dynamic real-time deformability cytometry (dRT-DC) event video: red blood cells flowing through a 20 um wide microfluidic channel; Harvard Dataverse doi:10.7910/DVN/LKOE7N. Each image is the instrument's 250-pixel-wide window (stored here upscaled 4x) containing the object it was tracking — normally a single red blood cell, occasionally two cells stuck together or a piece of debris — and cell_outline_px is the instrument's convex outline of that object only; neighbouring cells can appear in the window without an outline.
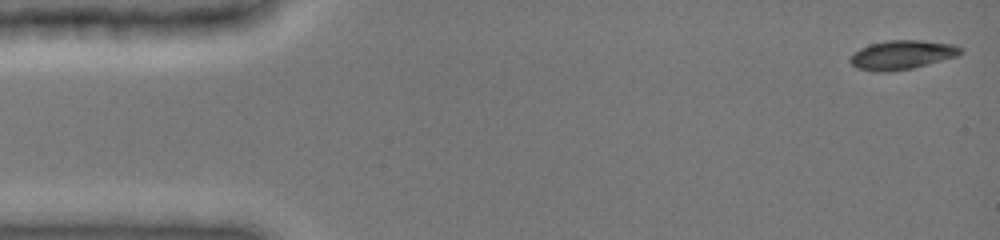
{"species": "common noctule bat (a hibernating species)", "species_latin": "Nyctalus noctula", "temperature_condition": "cold", "stored_images_in_passage": 15, "camera_frame_rate_fps": 3000, "um_per_image_px": 0.085, "animal": {"sex": "female", "body_mass_g": 19.0, "forearm_length_mm": 51.5}, "frame": {"image": 1, "passage_image": 1, "time_ms": 0.0, "image_size_px": [1000, 240], "cell_outline_px": [[964, 52], [956, 56], [912, 68], [888, 72], [876, 72], [856, 68], [848, 60], [848, 56], [860, 48], [872, 44], [888, 40], [924, 40], [956, 44], [964, 48]], "centroid_in_image_um": [76.67, 4.65], "position_along_channel_um": 8.3, "area_um2": 18.9}}
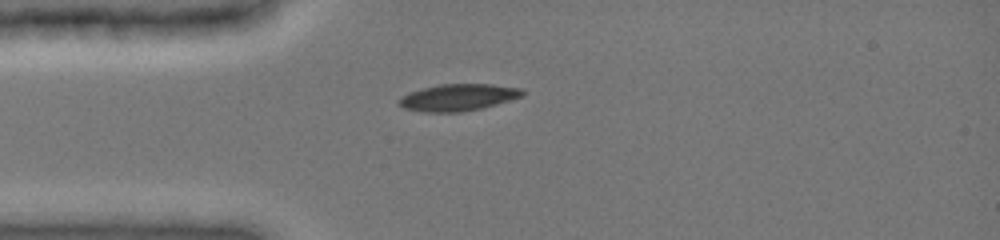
{"frame": {"image": 2, "passage_image": 12, "time_ms": 3.667, "image_size_px": [1000, 240], "cell_outline_px": [[524, 96], [496, 104], [480, 108], [460, 112], [424, 112], [404, 108], [400, 104], [400, 96], [408, 92], [440, 84], [492, 84], [520, 88], [524, 92]], "centroid_in_image_um": [38.94, 8.27], "position_along_channel_um": 46.1, "area_um2": 19.13}}